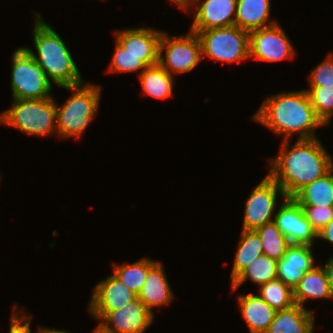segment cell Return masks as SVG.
I'll return each mask as SVG.
<instances>
[{
	"label": "cell",
	"instance_id": "obj_1",
	"mask_svg": "<svg viewBox=\"0 0 333 333\" xmlns=\"http://www.w3.org/2000/svg\"><path fill=\"white\" fill-rule=\"evenodd\" d=\"M284 140L280 153L270 160L268 175L282 188L286 197H294L302 188L333 168V159L318 138L298 139L289 148Z\"/></svg>",
	"mask_w": 333,
	"mask_h": 333
},
{
	"label": "cell",
	"instance_id": "obj_2",
	"mask_svg": "<svg viewBox=\"0 0 333 333\" xmlns=\"http://www.w3.org/2000/svg\"><path fill=\"white\" fill-rule=\"evenodd\" d=\"M252 119L276 135L284 134V140H291L294 133L299 134L297 139H314L317 127L325 126L317 117L306 90L268 97Z\"/></svg>",
	"mask_w": 333,
	"mask_h": 333
},
{
	"label": "cell",
	"instance_id": "obj_3",
	"mask_svg": "<svg viewBox=\"0 0 333 333\" xmlns=\"http://www.w3.org/2000/svg\"><path fill=\"white\" fill-rule=\"evenodd\" d=\"M35 13L33 40L38 56L30 48L25 49L43 69L47 79L55 85L64 87L83 83L79 69L63 39L43 21L41 14Z\"/></svg>",
	"mask_w": 333,
	"mask_h": 333
},
{
	"label": "cell",
	"instance_id": "obj_4",
	"mask_svg": "<svg viewBox=\"0 0 333 333\" xmlns=\"http://www.w3.org/2000/svg\"><path fill=\"white\" fill-rule=\"evenodd\" d=\"M63 88L73 92L62 105H56V132L60 138H80L98 112L101 87L81 83Z\"/></svg>",
	"mask_w": 333,
	"mask_h": 333
},
{
	"label": "cell",
	"instance_id": "obj_5",
	"mask_svg": "<svg viewBox=\"0 0 333 333\" xmlns=\"http://www.w3.org/2000/svg\"><path fill=\"white\" fill-rule=\"evenodd\" d=\"M57 104L52 97L13 99L12 107L0 113V124L15 127L29 135H51L56 132Z\"/></svg>",
	"mask_w": 333,
	"mask_h": 333
},
{
	"label": "cell",
	"instance_id": "obj_6",
	"mask_svg": "<svg viewBox=\"0 0 333 333\" xmlns=\"http://www.w3.org/2000/svg\"><path fill=\"white\" fill-rule=\"evenodd\" d=\"M192 32L199 37L202 57L227 63H240L250 58L249 32L236 25Z\"/></svg>",
	"mask_w": 333,
	"mask_h": 333
},
{
	"label": "cell",
	"instance_id": "obj_7",
	"mask_svg": "<svg viewBox=\"0 0 333 333\" xmlns=\"http://www.w3.org/2000/svg\"><path fill=\"white\" fill-rule=\"evenodd\" d=\"M11 78L13 99L51 97L52 83L25 47L13 52Z\"/></svg>",
	"mask_w": 333,
	"mask_h": 333
},
{
	"label": "cell",
	"instance_id": "obj_8",
	"mask_svg": "<svg viewBox=\"0 0 333 333\" xmlns=\"http://www.w3.org/2000/svg\"><path fill=\"white\" fill-rule=\"evenodd\" d=\"M166 50L165 56L163 51ZM199 37L190 31L187 35L168 36L164 31L159 43V64L172 76L193 70L202 60Z\"/></svg>",
	"mask_w": 333,
	"mask_h": 333
},
{
	"label": "cell",
	"instance_id": "obj_9",
	"mask_svg": "<svg viewBox=\"0 0 333 333\" xmlns=\"http://www.w3.org/2000/svg\"><path fill=\"white\" fill-rule=\"evenodd\" d=\"M245 203L243 230H256L264 224L274 221L273 212L277 206V196H286L282 188L267 174L256 185Z\"/></svg>",
	"mask_w": 333,
	"mask_h": 333
},
{
	"label": "cell",
	"instance_id": "obj_10",
	"mask_svg": "<svg viewBox=\"0 0 333 333\" xmlns=\"http://www.w3.org/2000/svg\"><path fill=\"white\" fill-rule=\"evenodd\" d=\"M278 23L249 32V57L258 61L277 62L293 58L295 52Z\"/></svg>",
	"mask_w": 333,
	"mask_h": 333
},
{
	"label": "cell",
	"instance_id": "obj_11",
	"mask_svg": "<svg viewBox=\"0 0 333 333\" xmlns=\"http://www.w3.org/2000/svg\"><path fill=\"white\" fill-rule=\"evenodd\" d=\"M274 215L277 228L288 239L290 244L313 246L317 233L306 219L303 208L293 197H285Z\"/></svg>",
	"mask_w": 333,
	"mask_h": 333
},
{
	"label": "cell",
	"instance_id": "obj_12",
	"mask_svg": "<svg viewBox=\"0 0 333 333\" xmlns=\"http://www.w3.org/2000/svg\"><path fill=\"white\" fill-rule=\"evenodd\" d=\"M154 316L137 297L124 307L108 312L97 327L105 333H144Z\"/></svg>",
	"mask_w": 333,
	"mask_h": 333
},
{
	"label": "cell",
	"instance_id": "obj_13",
	"mask_svg": "<svg viewBox=\"0 0 333 333\" xmlns=\"http://www.w3.org/2000/svg\"><path fill=\"white\" fill-rule=\"evenodd\" d=\"M89 311L97 320L108 312L118 310L137 298V294L121 282L114 274L99 281L93 289Z\"/></svg>",
	"mask_w": 333,
	"mask_h": 333
},
{
	"label": "cell",
	"instance_id": "obj_14",
	"mask_svg": "<svg viewBox=\"0 0 333 333\" xmlns=\"http://www.w3.org/2000/svg\"><path fill=\"white\" fill-rule=\"evenodd\" d=\"M193 4L196 9L190 31L228 27L235 23L237 0H193L190 5Z\"/></svg>",
	"mask_w": 333,
	"mask_h": 333
},
{
	"label": "cell",
	"instance_id": "obj_15",
	"mask_svg": "<svg viewBox=\"0 0 333 333\" xmlns=\"http://www.w3.org/2000/svg\"><path fill=\"white\" fill-rule=\"evenodd\" d=\"M163 31L153 28L138 27L115 32L116 41L127 52L140 56L147 65L153 66L159 63V43Z\"/></svg>",
	"mask_w": 333,
	"mask_h": 333
},
{
	"label": "cell",
	"instance_id": "obj_16",
	"mask_svg": "<svg viewBox=\"0 0 333 333\" xmlns=\"http://www.w3.org/2000/svg\"><path fill=\"white\" fill-rule=\"evenodd\" d=\"M311 248L306 244H290L284 256L277 261V278L293 289L304 273L316 266Z\"/></svg>",
	"mask_w": 333,
	"mask_h": 333
},
{
	"label": "cell",
	"instance_id": "obj_17",
	"mask_svg": "<svg viewBox=\"0 0 333 333\" xmlns=\"http://www.w3.org/2000/svg\"><path fill=\"white\" fill-rule=\"evenodd\" d=\"M137 297L154 315V307L170 304L174 298L164 268L158 261L147 272L144 284Z\"/></svg>",
	"mask_w": 333,
	"mask_h": 333
},
{
	"label": "cell",
	"instance_id": "obj_18",
	"mask_svg": "<svg viewBox=\"0 0 333 333\" xmlns=\"http://www.w3.org/2000/svg\"><path fill=\"white\" fill-rule=\"evenodd\" d=\"M237 298L240 313L246 321L250 333H266L276 310L259 295L253 293L238 295Z\"/></svg>",
	"mask_w": 333,
	"mask_h": 333
},
{
	"label": "cell",
	"instance_id": "obj_19",
	"mask_svg": "<svg viewBox=\"0 0 333 333\" xmlns=\"http://www.w3.org/2000/svg\"><path fill=\"white\" fill-rule=\"evenodd\" d=\"M312 311L297 304L277 310L266 333H314Z\"/></svg>",
	"mask_w": 333,
	"mask_h": 333
},
{
	"label": "cell",
	"instance_id": "obj_20",
	"mask_svg": "<svg viewBox=\"0 0 333 333\" xmlns=\"http://www.w3.org/2000/svg\"><path fill=\"white\" fill-rule=\"evenodd\" d=\"M270 0H237L234 25L248 32L275 25L269 21Z\"/></svg>",
	"mask_w": 333,
	"mask_h": 333
},
{
	"label": "cell",
	"instance_id": "obj_21",
	"mask_svg": "<svg viewBox=\"0 0 333 333\" xmlns=\"http://www.w3.org/2000/svg\"><path fill=\"white\" fill-rule=\"evenodd\" d=\"M308 298L333 299V294L322 266H315L305 272L299 283L293 288L294 303L304 307Z\"/></svg>",
	"mask_w": 333,
	"mask_h": 333
},
{
	"label": "cell",
	"instance_id": "obj_22",
	"mask_svg": "<svg viewBox=\"0 0 333 333\" xmlns=\"http://www.w3.org/2000/svg\"><path fill=\"white\" fill-rule=\"evenodd\" d=\"M293 198L300 205L333 207V168L306 185Z\"/></svg>",
	"mask_w": 333,
	"mask_h": 333
},
{
	"label": "cell",
	"instance_id": "obj_23",
	"mask_svg": "<svg viewBox=\"0 0 333 333\" xmlns=\"http://www.w3.org/2000/svg\"><path fill=\"white\" fill-rule=\"evenodd\" d=\"M142 91L157 99H167L172 96L174 76L159 63L148 66L139 74Z\"/></svg>",
	"mask_w": 333,
	"mask_h": 333
},
{
	"label": "cell",
	"instance_id": "obj_24",
	"mask_svg": "<svg viewBox=\"0 0 333 333\" xmlns=\"http://www.w3.org/2000/svg\"><path fill=\"white\" fill-rule=\"evenodd\" d=\"M263 255L261 238L256 230H243L236 250L231 282L252 262Z\"/></svg>",
	"mask_w": 333,
	"mask_h": 333
},
{
	"label": "cell",
	"instance_id": "obj_25",
	"mask_svg": "<svg viewBox=\"0 0 333 333\" xmlns=\"http://www.w3.org/2000/svg\"><path fill=\"white\" fill-rule=\"evenodd\" d=\"M277 278V261L266 255L255 258L232 282V291H235L245 281L262 285Z\"/></svg>",
	"mask_w": 333,
	"mask_h": 333
},
{
	"label": "cell",
	"instance_id": "obj_26",
	"mask_svg": "<svg viewBox=\"0 0 333 333\" xmlns=\"http://www.w3.org/2000/svg\"><path fill=\"white\" fill-rule=\"evenodd\" d=\"M157 261L143 258L133 264L124 263L123 265L114 264L113 274L124 283L128 289L138 295L144 284L148 270Z\"/></svg>",
	"mask_w": 333,
	"mask_h": 333
},
{
	"label": "cell",
	"instance_id": "obj_27",
	"mask_svg": "<svg viewBox=\"0 0 333 333\" xmlns=\"http://www.w3.org/2000/svg\"><path fill=\"white\" fill-rule=\"evenodd\" d=\"M256 231L261 238L263 254L276 261L280 260L290 243L277 228L276 223L274 221L266 223Z\"/></svg>",
	"mask_w": 333,
	"mask_h": 333
},
{
	"label": "cell",
	"instance_id": "obj_28",
	"mask_svg": "<svg viewBox=\"0 0 333 333\" xmlns=\"http://www.w3.org/2000/svg\"><path fill=\"white\" fill-rule=\"evenodd\" d=\"M272 308L282 310L294 305L293 289L276 278L259 286V294Z\"/></svg>",
	"mask_w": 333,
	"mask_h": 333
},
{
	"label": "cell",
	"instance_id": "obj_29",
	"mask_svg": "<svg viewBox=\"0 0 333 333\" xmlns=\"http://www.w3.org/2000/svg\"><path fill=\"white\" fill-rule=\"evenodd\" d=\"M306 91L317 117L328 125L333 116V87L310 86Z\"/></svg>",
	"mask_w": 333,
	"mask_h": 333
},
{
	"label": "cell",
	"instance_id": "obj_30",
	"mask_svg": "<svg viewBox=\"0 0 333 333\" xmlns=\"http://www.w3.org/2000/svg\"><path fill=\"white\" fill-rule=\"evenodd\" d=\"M109 72H133L142 69L143 72L148 66L140 59L139 55L129 53L117 41L112 56Z\"/></svg>",
	"mask_w": 333,
	"mask_h": 333
},
{
	"label": "cell",
	"instance_id": "obj_31",
	"mask_svg": "<svg viewBox=\"0 0 333 333\" xmlns=\"http://www.w3.org/2000/svg\"><path fill=\"white\" fill-rule=\"evenodd\" d=\"M309 77L310 86L333 87V54L311 71Z\"/></svg>",
	"mask_w": 333,
	"mask_h": 333
},
{
	"label": "cell",
	"instance_id": "obj_32",
	"mask_svg": "<svg viewBox=\"0 0 333 333\" xmlns=\"http://www.w3.org/2000/svg\"><path fill=\"white\" fill-rule=\"evenodd\" d=\"M306 219L311 223L313 229L318 233L333 218V207H319L301 205Z\"/></svg>",
	"mask_w": 333,
	"mask_h": 333
},
{
	"label": "cell",
	"instance_id": "obj_33",
	"mask_svg": "<svg viewBox=\"0 0 333 333\" xmlns=\"http://www.w3.org/2000/svg\"><path fill=\"white\" fill-rule=\"evenodd\" d=\"M31 318V315L29 316L24 313L21 316L17 310L13 311L9 333H31ZM43 330V327L39 328L38 333H43Z\"/></svg>",
	"mask_w": 333,
	"mask_h": 333
},
{
	"label": "cell",
	"instance_id": "obj_34",
	"mask_svg": "<svg viewBox=\"0 0 333 333\" xmlns=\"http://www.w3.org/2000/svg\"><path fill=\"white\" fill-rule=\"evenodd\" d=\"M317 238L327 240L333 244V218L317 233Z\"/></svg>",
	"mask_w": 333,
	"mask_h": 333
},
{
	"label": "cell",
	"instance_id": "obj_35",
	"mask_svg": "<svg viewBox=\"0 0 333 333\" xmlns=\"http://www.w3.org/2000/svg\"><path fill=\"white\" fill-rule=\"evenodd\" d=\"M326 275H327V279L330 285V289L332 291L333 294V257H331L329 259V261L325 264V266H323Z\"/></svg>",
	"mask_w": 333,
	"mask_h": 333
},
{
	"label": "cell",
	"instance_id": "obj_36",
	"mask_svg": "<svg viewBox=\"0 0 333 333\" xmlns=\"http://www.w3.org/2000/svg\"><path fill=\"white\" fill-rule=\"evenodd\" d=\"M171 2H174L175 5H178L180 8H182L183 11H187V0H170Z\"/></svg>",
	"mask_w": 333,
	"mask_h": 333
},
{
	"label": "cell",
	"instance_id": "obj_37",
	"mask_svg": "<svg viewBox=\"0 0 333 333\" xmlns=\"http://www.w3.org/2000/svg\"><path fill=\"white\" fill-rule=\"evenodd\" d=\"M43 333H68V332L64 331V330H56V329L44 328Z\"/></svg>",
	"mask_w": 333,
	"mask_h": 333
},
{
	"label": "cell",
	"instance_id": "obj_38",
	"mask_svg": "<svg viewBox=\"0 0 333 333\" xmlns=\"http://www.w3.org/2000/svg\"><path fill=\"white\" fill-rule=\"evenodd\" d=\"M93 333H105L99 327H96Z\"/></svg>",
	"mask_w": 333,
	"mask_h": 333
},
{
	"label": "cell",
	"instance_id": "obj_39",
	"mask_svg": "<svg viewBox=\"0 0 333 333\" xmlns=\"http://www.w3.org/2000/svg\"><path fill=\"white\" fill-rule=\"evenodd\" d=\"M193 0H187V11L190 9V2H192Z\"/></svg>",
	"mask_w": 333,
	"mask_h": 333
}]
</instances>
